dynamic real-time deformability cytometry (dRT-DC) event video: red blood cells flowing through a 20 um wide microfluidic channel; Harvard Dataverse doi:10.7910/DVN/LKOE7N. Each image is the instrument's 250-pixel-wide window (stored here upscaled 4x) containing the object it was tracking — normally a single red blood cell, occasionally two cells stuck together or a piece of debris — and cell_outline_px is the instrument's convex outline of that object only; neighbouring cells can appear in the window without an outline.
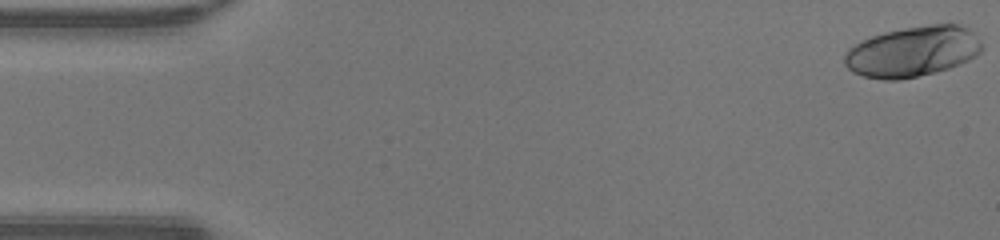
{"species": "human", "species_latin": "Homo sapiens", "temperature_condition": "warm", "stored_images_in_passage": 47, "camera_frame_rate_fps": 3000, "um_per_image_px": 0.085, "donor": {"sex": "male"}, "frame": {"image": 1, "passage_image": 1, "time_ms": 0.0, "image_size_px": [1000, 240], "cell_outline_px": [[984, 48], [976, 56], [968, 60], [948, 68], [936, 72], [900, 80], [884, 80], [864, 76], [852, 72], [844, 64], [844, 56], [848, 48], [872, 36], [884, 32], [904, 28], [928, 24], [956, 24], [968, 28], [980, 40]], "centroid_in_image_um": [77.58, 4.38], "position_along_channel_um": 7.4, "area_um2": 40.4}}
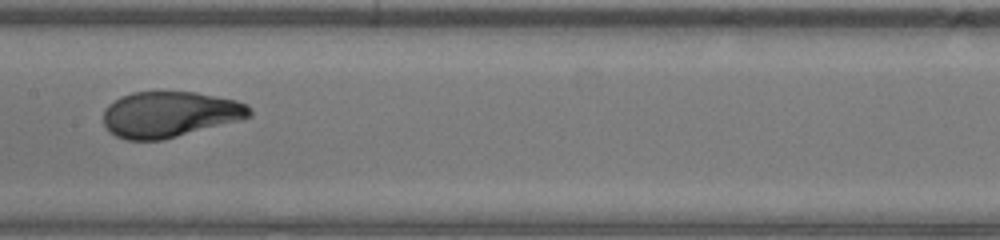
{"frame": {"image": 2, "passage_image": 24, "time_ms": 7.667, "image_size_px": [1000, 240], "cell_outline_px": [[252, 116], [240, 120], [160, 140], [124, 140], [116, 136], [104, 124], [104, 108], [108, 104], [120, 96], [132, 92], [196, 92], [236, 100], [248, 104], [252, 108]], "centroid_in_image_um": [14.43, 9.7], "position_along_channel_um": 193.0, "area_um2": 38.96}}
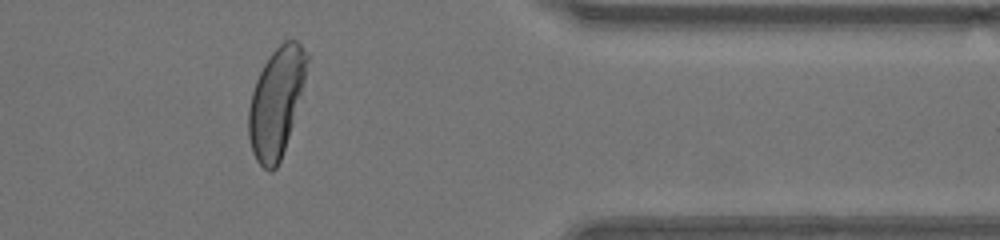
{"frame": {"image": 3, "passage_image": 39, "time_ms": 12.667, "image_size_px": [1000, 240], "cell_outline_px": [[308, 60], [304, 80], [300, 96], [292, 124], [280, 160], [276, 168], [272, 172], [268, 172], [256, 160], [252, 152], [248, 136], [248, 108], [252, 92], [256, 80], [264, 64], [272, 52], [284, 40], [296, 40], [300, 44], [308, 56]], "centroid_in_image_um": [23.45, 8.7], "position_along_channel_um": 388.0, "area_um2": 36.47}}